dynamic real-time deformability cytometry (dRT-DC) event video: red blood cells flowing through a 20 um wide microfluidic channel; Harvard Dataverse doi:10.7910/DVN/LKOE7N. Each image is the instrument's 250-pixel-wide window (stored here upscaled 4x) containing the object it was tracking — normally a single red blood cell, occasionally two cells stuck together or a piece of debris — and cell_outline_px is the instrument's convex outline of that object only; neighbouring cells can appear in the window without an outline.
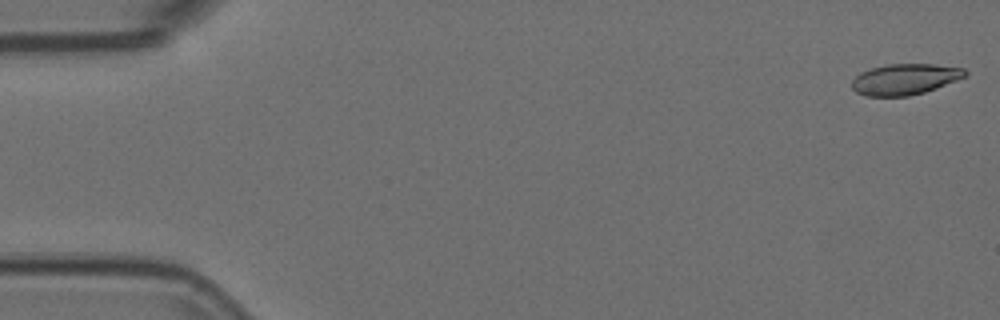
{"species": "Egyptian fruit bat (a non-hibernating species)", "species_latin": "Rousettus aegyptiacus", "temperature_condition": "room temperature", "stored_images_in_passage": 56, "camera_frame_rate_fps": 3000, "um_per_image_px": 0.085, "animal": {"sex": "female"}, "frame": {"image": 1, "passage_image": 1, "time_ms": 0.0, "image_size_px": [1000, 320], "cell_outline_px": [[968, 76], [936, 88], [924, 92], [908, 96], [868, 96], [856, 92], [852, 88], [852, 80], [860, 72], [872, 68], [888, 64], [932, 64], [964, 68], [968, 72]], "centroid_in_image_um": [76.94, 6.73], "position_along_channel_um": 8.1, "area_um2": 20.4}}
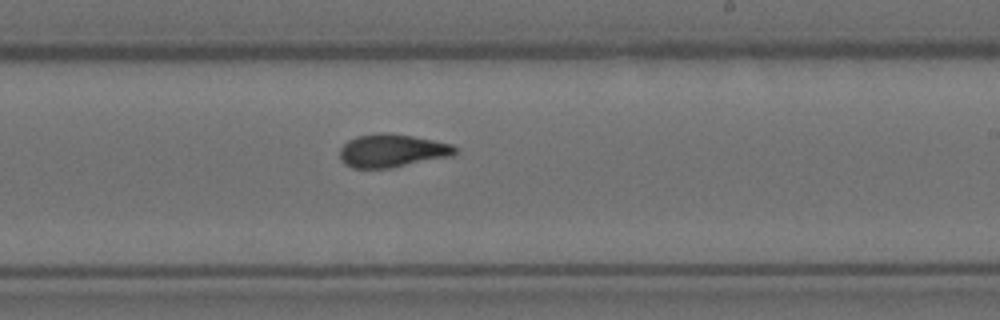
{"frame": {"image": 2, "passage_image": 33, "time_ms": 10.667, "image_size_px": [1000, 320], "cell_outline_px": [[456, 152], [452, 156], [388, 168], [352, 168], [344, 164], [340, 156], [340, 148], [348, 140], [356, 136], [376, 132], [384, 132], [412, 136], [452, 144], [456, 148]], "centroid_in_image_um": [33.29, 12.8], "position_along_channel_um": 255.7, "area_um2": 22.2}}
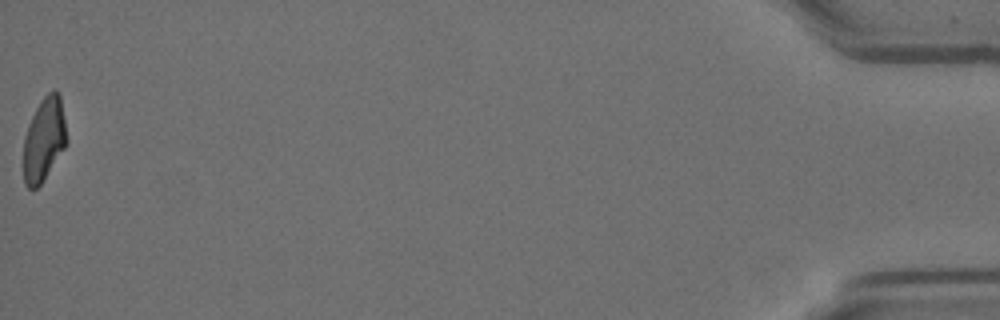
{"frame": {"image": 3, "passage_image": 56, "time_ms": 18.333, "image_size_px": [1000, 320], "cell_outline_px": [[68, 140], [64, 148], [40, 184], [36, 188], [28, 188], [24, 184], [24, 136], [32, 116], [40, 100], [52, 88], [56, 88], [60, 92]], "centroid_in_image_um": [3.76, 11.78], "position_along_channel_um": 431.4, "area_um2": 21.04}, "authors_computed_cell_mechanics": {"area_um2": 21.8484, "velocity_mm_per_s": 3.622, "shape_relaxation_time_tau1_ms": 7.7694, "shape_relaxation_time_tau2_ms": 2.1462, "deformation_change_tau1": 0.2136, "deformation_change_tau2": 0.0981}}